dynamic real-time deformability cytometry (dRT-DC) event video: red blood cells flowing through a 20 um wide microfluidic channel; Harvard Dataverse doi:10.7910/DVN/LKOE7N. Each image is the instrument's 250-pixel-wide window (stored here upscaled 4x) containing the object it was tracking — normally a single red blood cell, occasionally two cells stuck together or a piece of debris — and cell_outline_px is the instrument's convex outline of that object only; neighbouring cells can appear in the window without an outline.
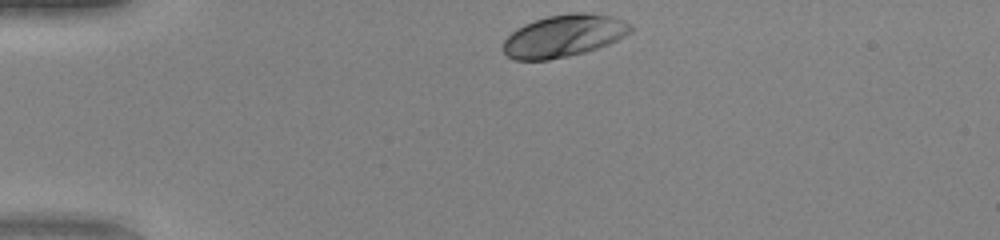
{"species": "human", "species_latin": "Homo sapiens", "temperature_condition": "warm", "stored_images_in_passage": 32, "camera_frame_rate_fps": 3000, "um_per_image_px": 0.085, "donor": {"sex": "female"}, "frame": {"image": 1, "passage_image": 1, "time_ms": 0.0, "image_size_px": [1000, 240], "cell_outline_px": [[632, 32], [608, 44], [584, 52], [568, 56], [548, 60], [516, 60], [508, 56], [504, 52], [504, 40], [516, 28], [524, 24], [548, 16], [576, 12], [584, 12], [612, 16], [632, 24]], "centroid_in_image_um": [47.93, 3.04], "position_along_channel_um": 37.1, "area_um2": 31.15}}
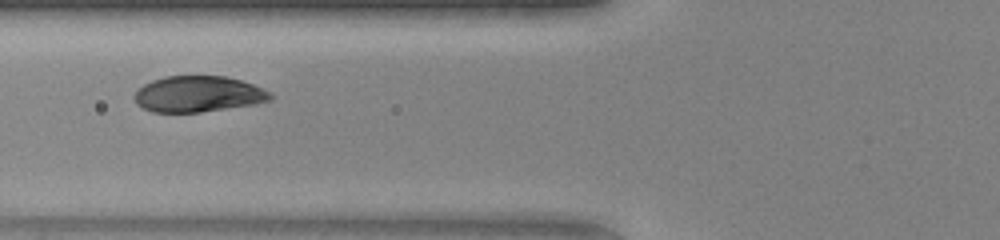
{"frame": {"image": 2, "passage_image": 10, "time_ms": 3.0, "image_size_px": [1000, 240], "cell_outline_px": [[272, 100], [256, 104], [200, 112], [152, 112], [136, 104], [132, 96], [144, 84], [152, 80], [164, 76], [224, 76], [240, 80], [252, 84], [272, 92]], "centroid_in_image_um": [16.85, 8.0], "position_along_channel_um": 109.0, "area_um2": 28.61}}
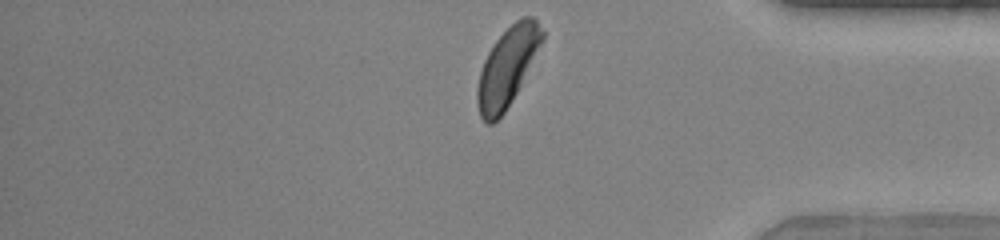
{"frame": {"image": 3, "passage_image": 32, "time_ms": 10.333, "image_size_px": [1000, 240], "cell_outline_px": [[544, 40], [516, 92], [504, 112], [492, 124], [488, 124], [480, 116], [476, 100], [476, 92], [480, 72], [484, 60], [488, 52], [496, 40], [520, 16], [532, 16], [536, 20], [544, 32]], "centroid_in_image_um": [43.12, 5.67], "position_along_channel_um": 392.1, "area_um2": 29.25}, "authors_computed_cell_mechanics": {"area_um2": 30.0849, "velocity_mm_per_s": 4.0833, "shape_relaxation_time_tau1_ms": 1.6526, "shape_relaxation_time_tau2_ms": null, "deformation_change_tau1": 0.1369, "deformation_change_tau2": null}}